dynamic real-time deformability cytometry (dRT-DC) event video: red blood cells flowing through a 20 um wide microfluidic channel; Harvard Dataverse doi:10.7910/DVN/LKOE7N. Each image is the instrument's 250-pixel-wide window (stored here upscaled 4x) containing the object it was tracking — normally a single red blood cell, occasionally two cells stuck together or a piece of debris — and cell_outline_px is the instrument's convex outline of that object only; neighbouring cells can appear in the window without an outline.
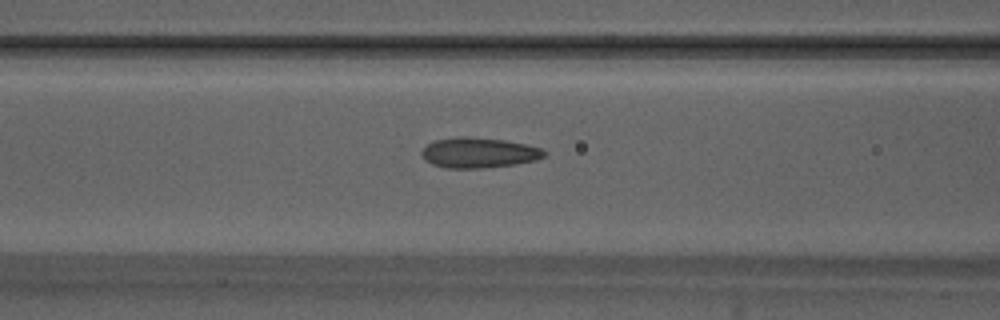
{"species": "Egyptian fruit bat (a non-hibernating species)", "species_latin": "Rousettus aegyptiacus", "temperature_condition": "warm", "stored_images_in_passage": 42, "camera_frame_rate_fps": 3000, "um_per_image_px": 0.085, "animal": {"sex": "male"}, "frame": {"image": 1, "passage_image": 11, "time_ms": 3.333, "image_size_px": [1000, 320], "cell_outline_px": [[544, 156], [536, 160], [516, 164], [484, 168], [448, 168], [432, 164], [424, 160], [420, 152], [428, 144], [436, 140], [460, 136], [468, 136], [504, 140], [528, 144], [540, 148], [544, 152]], "centroid_in_image_um": [40.68, 12.98], "position_along_channel_um": 125.9, "area_um2": 21.62}}
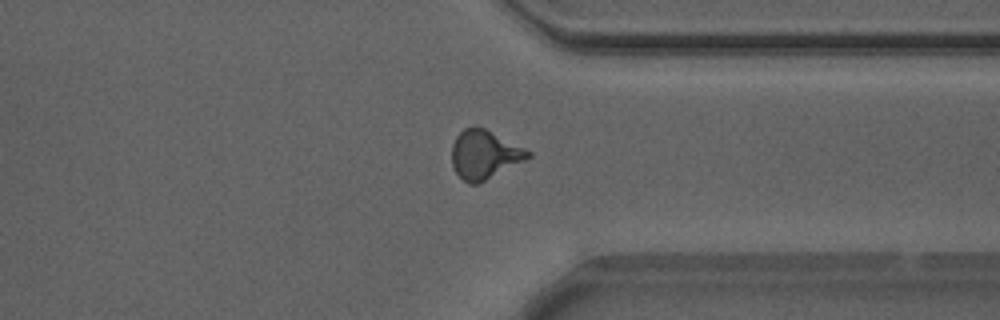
{"frame": {"image": 2, "passage_image": 30, "time_ms": 9.667, "image_size_px": [1000, 320], "cell_outline_px": [[532, 156], [476, 184], [468, 184], [452, 168], [452, 144], [456, 136], [464, 128], [484, 128], [532, 152]], "centroid_in_image_um": [41.14, 13.14], "position_along_channel_um": 370.3, "area_um2": 21.04}}
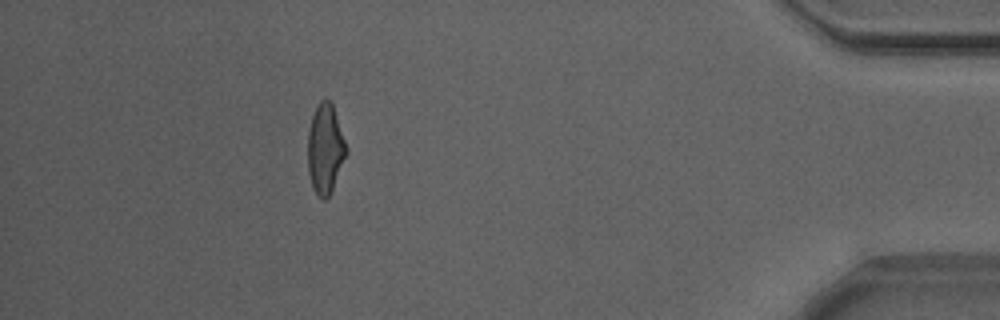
{"frame": {"image": 3, "passage_image": 37, "time_ms": 12.0, "image_size_px": [1000, 320], "cell_outline_px": [[348, 152], [332, 188], [328, 196], [324, 200], [320, 200], [312, 188], [308, 172], [308, 132], [312, 116], [320, 100], [324, 96], [332, 104], [348, 148]], "centroid_in_image_um": [27.64, 12.66], "position_along_channel_um": 407.6, "area_um2": 20.11}, "authors_computed_cell_mechanics": {"area_um2": 20.7502, "velocity_mm_per_s": 3.8915, "shape_relaxation_time_tau1_ms": 5.5433, "shape_relaxation_time_tau2_ms": 1.1501, "deformation_change_tau1": 0.1604, "deformation_change_tau2": 0.0933}}